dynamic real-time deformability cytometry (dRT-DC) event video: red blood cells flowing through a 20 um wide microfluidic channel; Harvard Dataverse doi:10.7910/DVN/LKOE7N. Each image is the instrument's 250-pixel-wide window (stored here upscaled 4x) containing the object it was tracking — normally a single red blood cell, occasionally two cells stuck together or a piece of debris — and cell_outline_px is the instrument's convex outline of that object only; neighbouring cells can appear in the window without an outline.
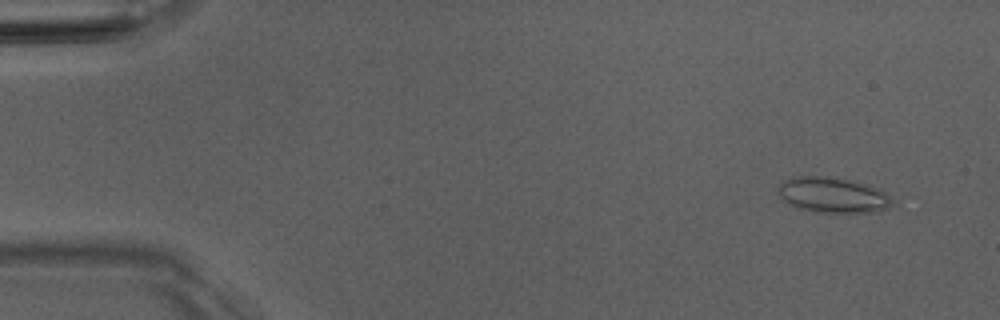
{"species": "Egyptian fruit bat (a non-hibernating species)", "species_latin": "Rousettus aegyptiacus", "temperature_condition": "room temperature", "stored_images_in_passage": 26, "camera_frame_rate_fps": 3000, "um_per_image_px": 0.085, "animal": {"sex": "male"}, "frame": {"image": 1, "passage_image": 4, "time_ms": 1.0, "image_size_px": [1000, 320], "cell_outline_px": [[896, 204], [888, 208], [876, 212], [820, 212], [800, 208], [784, 200], [780, 196], [780, 184], [784, 180], [796, 176], [824, 176], [852, 180], [880, 188]], "centroid_in_image_um": [70.86, 16.57], "position_along_channel_um": 14.1, "area_um2": 23.35}}